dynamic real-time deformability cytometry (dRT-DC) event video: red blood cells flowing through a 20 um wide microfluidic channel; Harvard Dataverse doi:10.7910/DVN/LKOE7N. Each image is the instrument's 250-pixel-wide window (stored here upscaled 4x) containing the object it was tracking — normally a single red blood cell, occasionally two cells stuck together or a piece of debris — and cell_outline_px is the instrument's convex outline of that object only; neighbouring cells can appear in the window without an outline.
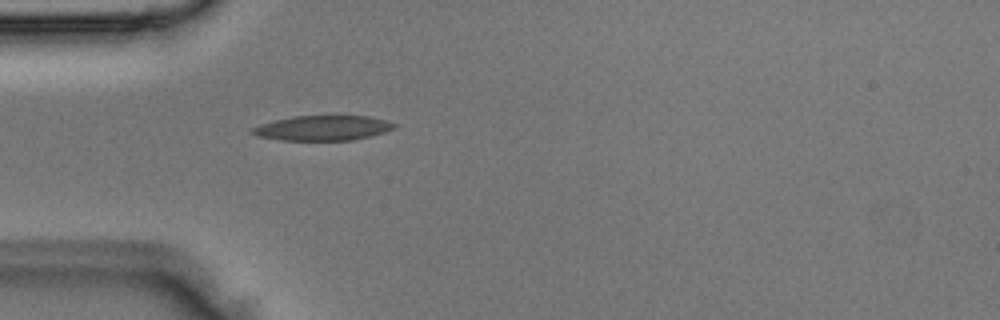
{"species": "Egyptian fruit bat (a non-hibernating species)", "species_latin": "Rousettus aegyptiacus", "temperature_condition": "room temperature", "stored_images_in_passage": 5, "camera_frame_rate_fps": 3000, "um_per_image_px": 0.085, "animal": {"sex": "male"}, "frame": {"image": 1, "passage_image": 5, "time_ms": 1.333, "image_size_px": [1000, 320], "cell_outline_px": [[396, 128], [384, 132], [352, 140], [280, 140], [256, 136], [252, 132], [252, 128], [260, 124], [292, 116], [368, 116], [384, 120], [396, 124]], "centroid_in_image_um": [27.42, 10.88], "position_along_channel_um": 57.6, "area_um2": 20.4}}